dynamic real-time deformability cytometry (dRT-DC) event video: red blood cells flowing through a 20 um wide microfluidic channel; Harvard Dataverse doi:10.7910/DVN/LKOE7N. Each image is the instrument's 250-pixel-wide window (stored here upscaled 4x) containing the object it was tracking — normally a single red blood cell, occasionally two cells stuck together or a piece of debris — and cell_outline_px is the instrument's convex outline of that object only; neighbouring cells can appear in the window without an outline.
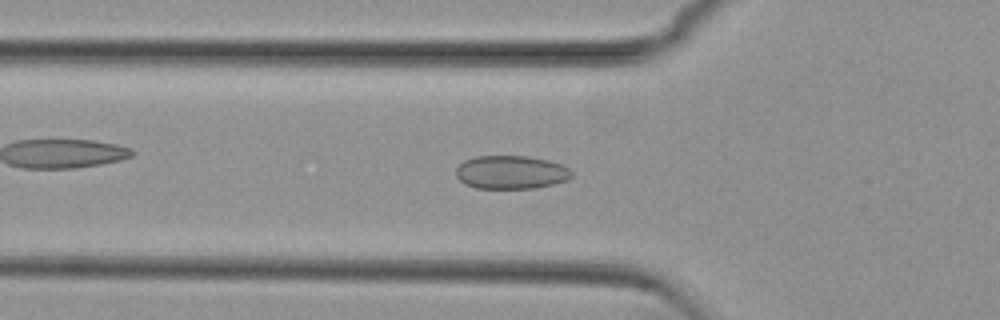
{"species": "common noctule bat (a hibernating species)", "species_latin": "Nyctalus noctula", "temperature_condition": "cold", "stored_images_in_passage": 43, "camera_frame_rate_fps": 3000, "um_per_image_px": 0.085, "animal": {"sex": "female", "body_mass_g": 29.2, "forearm_length_mm": 56.3}, "frame": {"image": 1, "passage_image": 13, "time_ms": 4.0, "image_size_px": [1000, 320], "cell_outline_px": [[572, 176], [568, 180], [556, 184], [536, 188], [476, 188], [464, 184], [456, 176], [456, 168], [464, 160], [476, 156], [528, 156], [548, 160], [560, 164], [568, 168], [572, 172]], "centroid_in_image_um": [43.44, 14.65], "position_along_channel_um": 82.4, "area_um2": 22.66}}
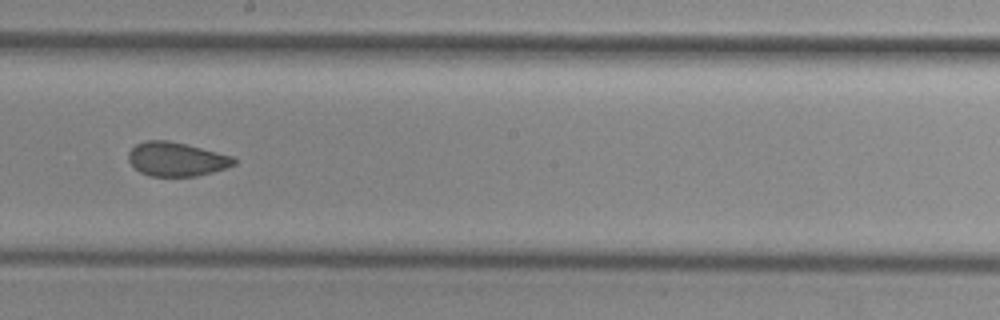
{"frame": {"image": 2, "passage_image": 25, "time_ms": 8.0, "image_size_px": [1000, 320], "cell_outline_px": [[236, 164], [212, 172], [196, 176], [152, 176], [140, 172], [128, 160], [128, 152], [136, 144], [144, 140], [168, 140], [232, 156], [236, 160]], "centroid_in_image_um": [14.97, 13.53], "position_along_channel_um": 233.2, "area_um2": 20.63}}
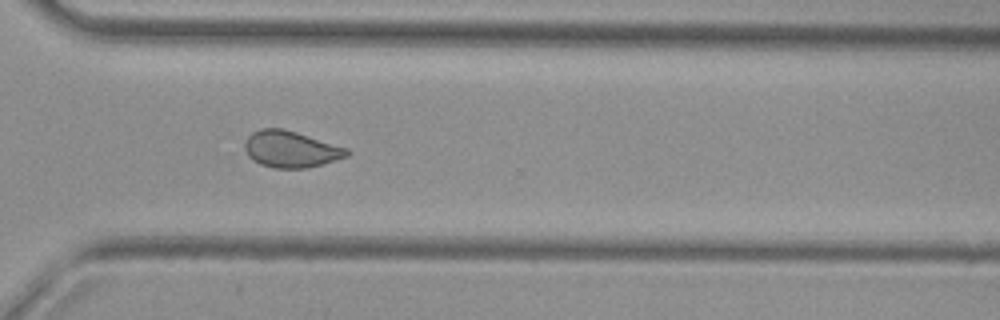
{"frame": {"image": 3, "passage_image": 34, "time_ms": 11.0, "image_size_px": [1000, 320], "cell_outline_px": [[352, 152], [348, 156], [308, 168], [272, 168], [260, 164], [252, 160], [248, 156], [244, 148], [244, 140], [252, 132], [260, 128], [284, 128], [348, 148]], "centroid_in_image_um": [24.7, 12.68], "position_along_channel_um": 345.9, "area_um2": 21.96}, "authors_computed_cell_mechanics": {"area_um2": 21.9062, "velocity_mm_per_s": 3.7554, "shape_relaxation_time_tau1_ms": null, "shape_relaxation_time_tau2_ms": 1.6434, "deformation_change_tau1": null, "deformation_change_tau2": 0.0472}}